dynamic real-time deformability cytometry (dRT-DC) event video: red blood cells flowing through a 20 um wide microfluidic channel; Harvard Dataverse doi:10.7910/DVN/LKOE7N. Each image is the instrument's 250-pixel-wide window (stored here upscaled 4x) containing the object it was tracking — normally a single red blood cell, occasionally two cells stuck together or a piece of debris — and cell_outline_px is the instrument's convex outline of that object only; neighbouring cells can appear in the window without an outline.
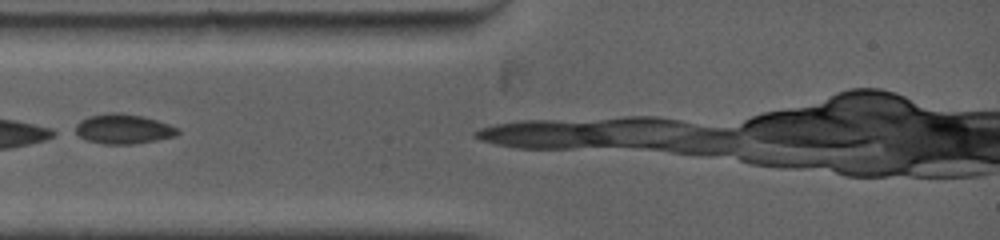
{"species": "common noctule bat (a hibernating species)", "species_latin": "Nyctalus noctula", "temperature_condition": "warm", "stored_images_in_passage": 2, "camera_frame_rate_fps": 5000, "um_per_image_px": 0.085, "animal": {"sex": "female", "body_mass_g": 19.0, "forearm_length_mm": 53.3}, "frame": {"image": 1, "passage_image": 1, "time_ms": 0.0, "image_size_px": [1000, 240], "cell_outline_px": [[180, 132], [176, 136], [156, 140], [132, 144], [104, 144], [88, 140], [72, 132], [76, 124], [80, 120], [88, 116], [108, 112], [120, 112], [140, 116], [156, 120], [168, 124], [176, 128]], "centroid_in_image_um": [10.43, 10.95], "position_along_channel_um": 74.6, "area_um2": 17.74}}